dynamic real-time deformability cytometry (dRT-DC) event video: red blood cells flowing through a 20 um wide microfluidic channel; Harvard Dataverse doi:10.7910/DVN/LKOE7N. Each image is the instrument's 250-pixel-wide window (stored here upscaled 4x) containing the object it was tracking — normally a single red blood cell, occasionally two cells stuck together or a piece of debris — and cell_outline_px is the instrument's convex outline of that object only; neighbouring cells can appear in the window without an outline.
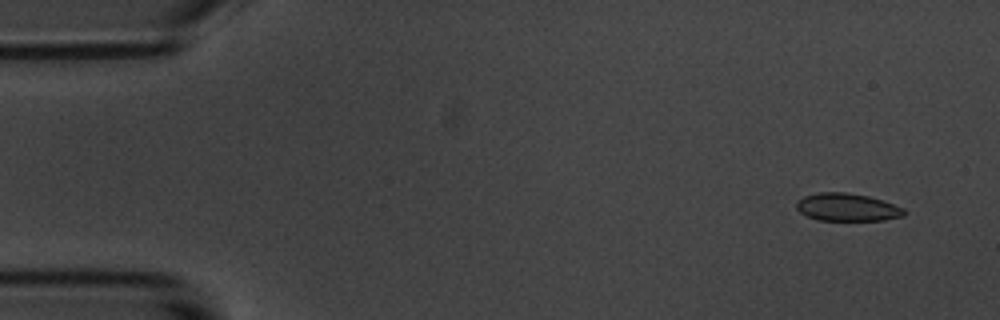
{"species": "common noctule bat (a hibernating species)", "species_latin": "Nyctalus noctula", "temperature_condition": "room temperature", "stored_images_in_passage": 53, "camera_frame_rate_fps": 3000, "um_per_image_px": 0.085, "animal": {"sex": "male", "body_mass_g": 20.1, "forearm_length_mm": 53.5}, "frame": {"image": 1, "passage_image": 1, "time_ms": 0.0, "image_size_px": [1000, 320], "cell_outline_px": [[904, 216], [884, 220], [816, 220], [800, 212], [796, 208], [796, 200], [804, 196], [820, 192], [844, 192], [868, 196], [904, 208]], "centroid_in_image_um": [71.97, 17.62], "position_along_channel_um": 13.0, "area_um2": 17.28}}
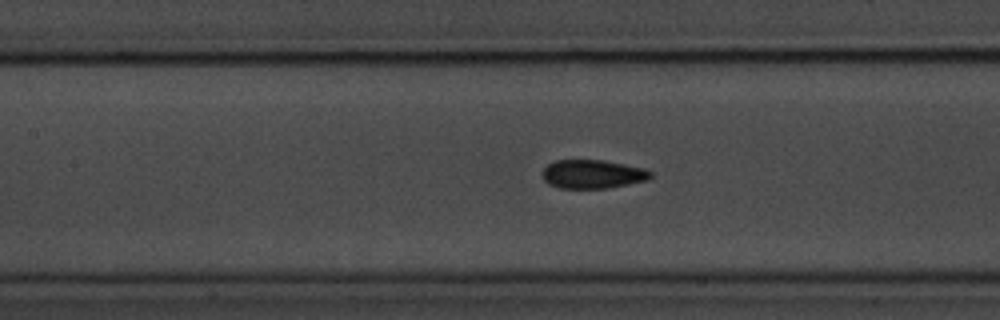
{"frame": {"image": 2, "passage_image": 22, "time_ms": 7.0, "image_size_px": [1000, 320], "cell_outline_px": [[652, 176], [648, 180], [608, 188], [560, 188], [548, 184], [544, 180], [544, 168], [548, 164], [556, 160], [604, 160], [644, 168], [652, 172]], "centroid_in_image_um": [50.39, 14.8], "position_along_channel_um": 157.0, "area_um2": 18.03}}
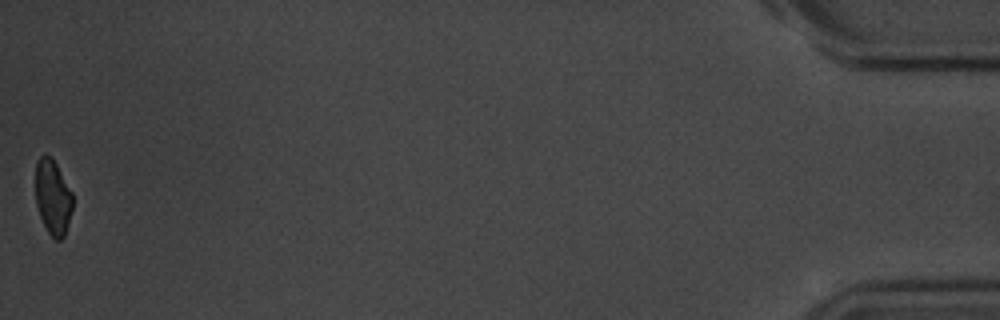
{"frame": {"image": 3, "passage_image": 53, "time_ms": 17.333, "image_size_px": [1000, 320], "cell_outline_px": [[72, 208], [64, 236], [60, 240], [56, 240], [48, 232], [40, 216], [36, 204], [36, 160], [44, 152], [52, 156], [72, 192]], "centroid_in_image_um": [4.48, 16.7], "position_along_channel_um": 430.7, "area_um2": 16.24}, "authors_computed_cell_mechanics": {"area_um2": 18.0336, "velocity_mm_per_s": 3.6011, "shape_relaxation_time_tau1_ms": 3.1299, "shape_relaxation_time_tau2_ms": 1.1, "deformation_change_tau1": 0.1053, "deformation_change_tau2": 0.0755}}